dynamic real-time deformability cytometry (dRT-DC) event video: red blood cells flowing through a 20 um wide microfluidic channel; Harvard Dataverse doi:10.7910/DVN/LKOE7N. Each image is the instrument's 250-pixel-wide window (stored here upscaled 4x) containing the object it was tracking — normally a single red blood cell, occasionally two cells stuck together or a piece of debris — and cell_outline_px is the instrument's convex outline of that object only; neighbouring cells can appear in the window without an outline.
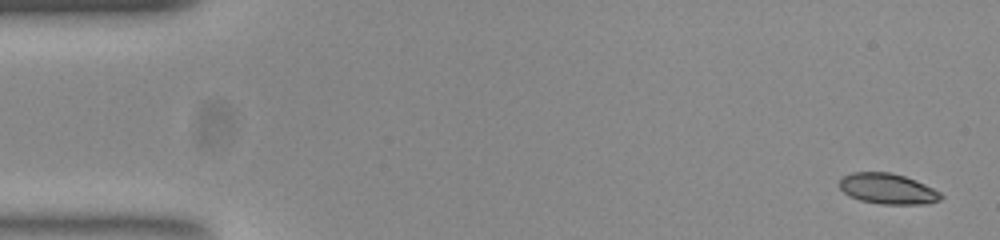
{"species": "common noctule bat (a hibernating species)", "species_latin": "Nyctalus noctula", "temperature_condition": "room temperature", "stored_images_in_passage": 53, "camera_frame_rate_fps": 3000, "um_per_image_px": 0.085, "animal": {"sex": "female", "body_mass_g": 23.0, "forearm_length_mm": 53.4}, "frame": {"image": 1, "passage_image": 1, "time_ms": 0.0, "image_size_px": [1000, 240], "cell_outline_px": [[936, 196], [932, 200], [868, 200], [856, 196], [848, 192], [848, 176], [868, 172], [876, 172], [900, 176], [912, 180], [928, 188]], "centroid_in_image_um": [75.4, 15.95], "position_along_channel_um": 9.6, "area_um2": 13.53}}
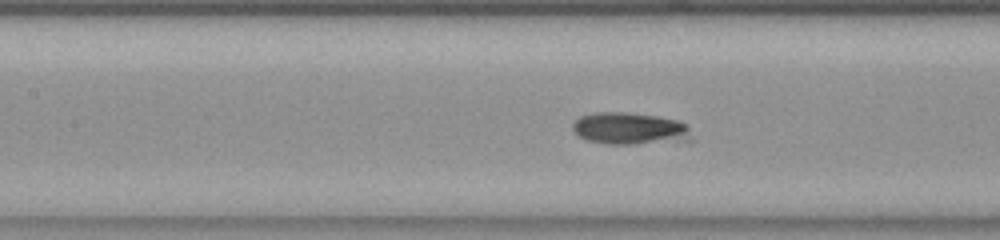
{"frame": {"image": 2, "passage_image": 23, "time_ms": 7.333, "image_size_px": [1000, 240], "cell_outline_px": [[684, 128], [672, 132], [636, 140], [608, 140], [588, 136], [580, 132], [576, 128], [580, 120], [596, 116], [640, 116], [664, 120], [680, 124]], "centroid_in_image_um": [53.17, 10.83], "position_along_channel_um": 154.2, "area_um2": 14.1}}
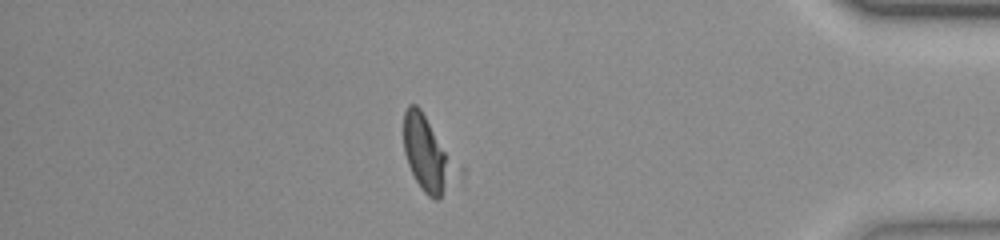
{"frame": {"image": 3, "passage_image": 46, "time_ms": 15.0, "image_size_px": [1000, 240], "cell_outline_px": [[444, 160], [440, 192], [436, 196], [432, 196], [420, 184], [408, 160], [404, 144], [404, 120], [408, 108], [416, 108], [420, 112], [444, 156]], "centroid_in_image_um": [35.97, 12.93], "position_along_channel_um": 399.2, "area_um2": 16.18}, "authors_computed_cell_mechanics": {"area_um2": 14.8546, "velocity_mm_per_s": 3.7318, "shape_relaxation_time_tau1_ms": 10.0599, "shape_relaxation_time_tau2_ms": 1.8493, "deformation_change_tau1": 0.265, "deformation_change_tau2": 0.0678}}